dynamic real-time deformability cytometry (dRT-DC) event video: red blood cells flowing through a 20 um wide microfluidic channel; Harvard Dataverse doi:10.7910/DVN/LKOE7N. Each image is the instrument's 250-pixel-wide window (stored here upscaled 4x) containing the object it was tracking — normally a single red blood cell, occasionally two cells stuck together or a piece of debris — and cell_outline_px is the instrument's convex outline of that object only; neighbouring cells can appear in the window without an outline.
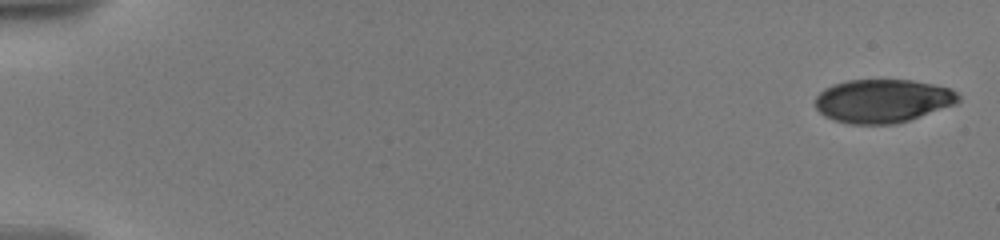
{"species": "human", "species_latin": "Homo sapiens", "temperature_condition": "warm", "stored_images_in_passage": 21, "camera_frame_rate_fps": 3000, "um_per_image_px": 0.085, "donor": {"sex": "male"}, "frame": {"image": 1, "passage_image": 1, "time_ms": 0.0, "image_size_px": [1000, 240], "cell_outline_px": [[960, 100], [956, 104], [896, 124], [848, 124], [832, 120], [824, 116], [816, 108], [816, 96], [824, 88], [832, 84], [848, 80], [912, 80], [952, 88], [960, 96]], "centroid_in_image_um": [75.02, 8.58], "position_along_channel_um": 10.0, "area_um2": 36.41}}
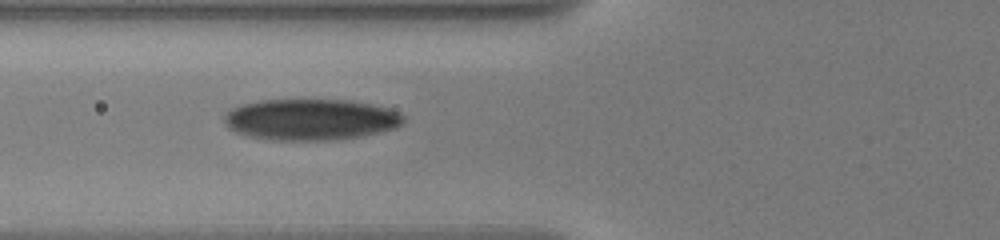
{"frame": {"image": 2, "passage_image": 18, "time_ms": 7.333, "image_size_px": [1000, 240], "cell_outline_px": [[404, 120], [396, 128], [364, 136], [336, 140], [272, 140], [252, 136], [236, 132], [228, 128], [224, 120], [224, 116], [232, 108], [240, 104], [260, 100], [348, 100], [388, 108], [404, 116]], "centroid_in_image_um": [26.4, 10.16], "position_along_channel_um": 99.4, "area_um2": 42.95}}
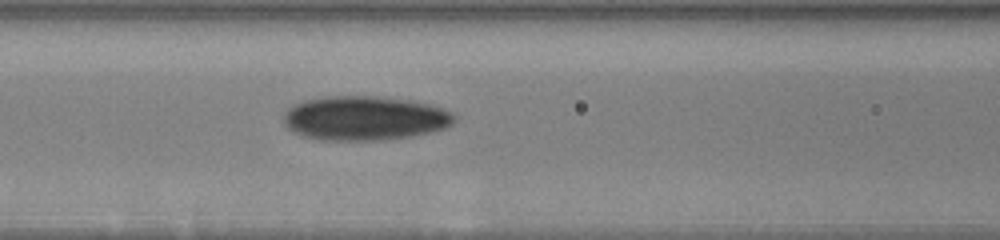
{"frame": {"image": 3, "passage_image": 21, "time_ms": 8.333, "image_size_px": [1000, 240], "cell_outline_px": [[456, 116], [452, 124], [444, 128], [412, 136], [388, 140], [316, 140], [300, 136], [292, 132], [284, 124], [284, 112], [288, 108], [304, 100], [324, 96], [376, 96], [412, 100], [428, 104], [452, 112]], "centroid_in_image_um": [30.95, 10.05], "position_along_channel_um": 135.6, "area_um2": 44.39}}